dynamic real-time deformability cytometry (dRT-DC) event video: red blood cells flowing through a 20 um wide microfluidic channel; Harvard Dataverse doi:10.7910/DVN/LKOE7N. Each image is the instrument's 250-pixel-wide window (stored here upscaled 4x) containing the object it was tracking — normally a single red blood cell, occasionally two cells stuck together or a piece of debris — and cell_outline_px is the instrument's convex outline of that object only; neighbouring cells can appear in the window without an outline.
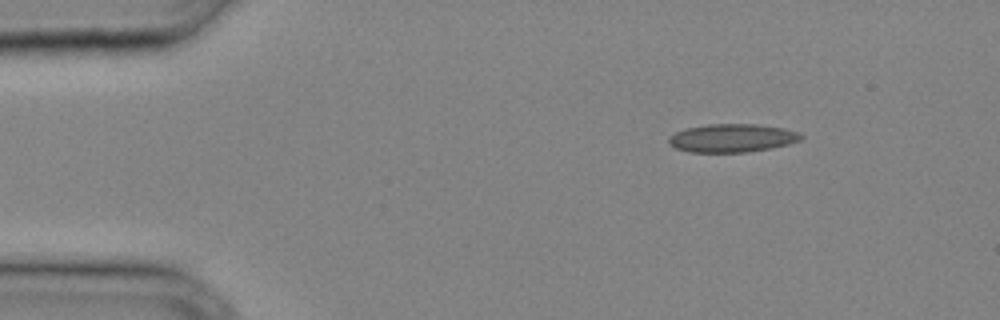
{"species": "common noctule bat (a hibernating species)", "species_latin": "Nyctalus noctula", "temperature_condition": "cold", "stored_images_in_passage": 29, "camera_frame_rate_fps": 3000, "um_per_image_px": 0.085, "animal": {"sex": "male", "body_mass_g": 20.4}, "frame": {"image": 1, "passage_image": 1, "time_ms": 0.0, "image_size_px": [1000, 320], "cell_outline_px": [[804, 136], [800, 140], [788, 144], [748, 152], [688, 152], [676, 148], [668, 144], [668, 140], [676, 132], [688, 128], [708, 124], [756, 124], [784, 128], [800, 132]], "centroid_in_image_um": [62.25, 11.73], "position_along_channel_um": 22.8, "area_um2": 21.68}}
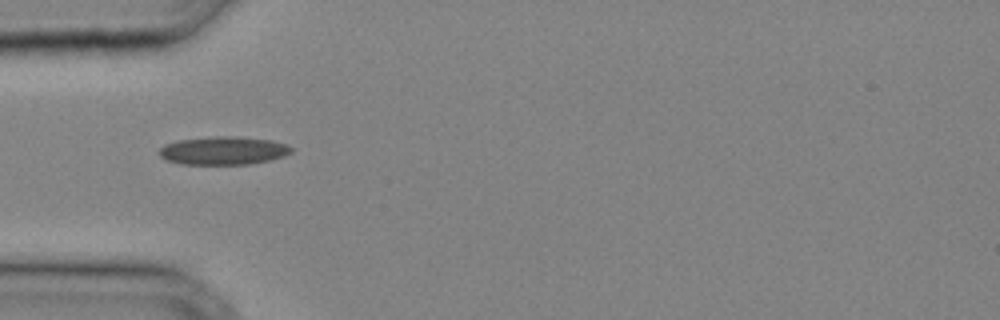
{"frame": {"image": 2, "passage_image": 7, "time_ms": 2.0, "image_size_px": [1000, 320], "cell_outline_px": [[292, 152], [284, 156], [272, 160], [248, 164], [180, 164], [168, 160], [160, 156], [160, 148], [164, 144], [176, 140], [212, 136], [236, 136], [272, 140], [288, 144], [292, 148]], "centroid_in_image_um": [19.01, 12.79], "position_along_channel_um": 66.0, "area_um2": 21.91}}
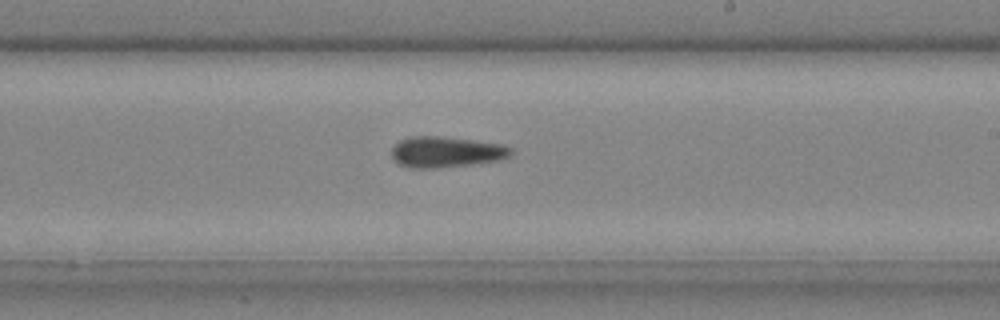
{"frame": {"image": 3, "passage_image": 17, "time_ms": 5.333, "image_size_px": [1000, 320], "cell_outline_px": [[512, 156], [504, 160], [472, 164], [436, 168], [408, 168], [400, 164], [392, 156], [392, 148], [400, 140], [408, 136], [440, 136], [504, 144], [512, 148]], "centroid_in_image_um": [37.97, 12.92], "position_along_channel_um": 251.0, "area_um2": 21.68}}